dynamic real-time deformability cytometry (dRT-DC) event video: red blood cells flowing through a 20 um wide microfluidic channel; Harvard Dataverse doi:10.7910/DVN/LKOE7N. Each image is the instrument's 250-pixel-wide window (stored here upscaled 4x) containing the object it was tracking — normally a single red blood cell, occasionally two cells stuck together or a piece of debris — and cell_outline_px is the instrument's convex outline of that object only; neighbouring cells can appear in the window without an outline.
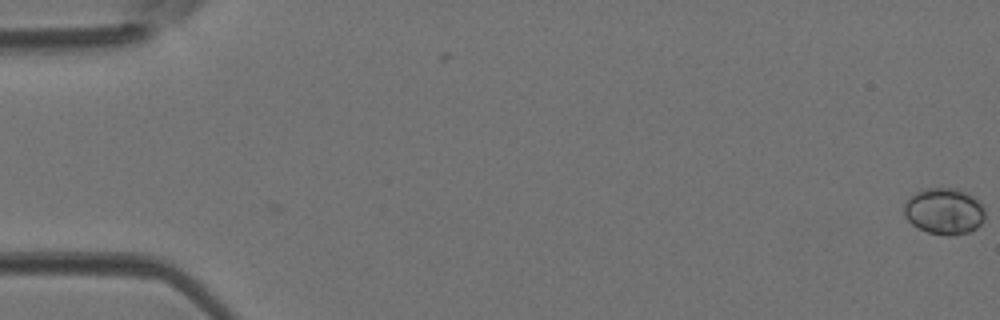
{"species": "Egyptian fruit bat (a non-hibernating species)", "species_latin": "Rousettus aegyptiacus", "temperature_condition": "room temperature", "stored_images_in_passage": 3, "camera_frame_rate_fps": 3000, "um_per_image_px": 0.085, "animal": {"sex": "female"}, "frame": {"image": 1, "passage_image": 3, "time_ms": 0.667, "image_size_px": [1000, 320], "cell_outline_px": [[984, 220], [976, 228], [968, 232], [952, 236], [948, 236], [928, 232], [912, 224], [904, 216], [904, 204], [908, 196], [924, 188], [952, 188], [968, 192], [984, 208]], "centroid_in_image_um": [80.23, 17.95], "position_along_channel_um": 4.8, "area_um2": 21.91}}